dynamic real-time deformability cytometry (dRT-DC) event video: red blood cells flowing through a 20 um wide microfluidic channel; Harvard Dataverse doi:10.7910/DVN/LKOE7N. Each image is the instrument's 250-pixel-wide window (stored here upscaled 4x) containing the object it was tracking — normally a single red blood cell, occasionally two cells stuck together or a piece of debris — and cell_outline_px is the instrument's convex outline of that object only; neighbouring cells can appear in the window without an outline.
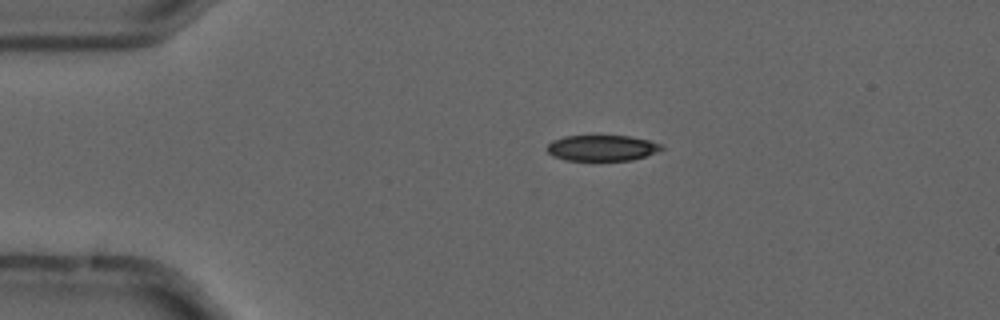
{"species": "common noctule bat (a hibernating species)", "species_latin": "Nyctalus noctula", "temperature_condition": "cold", "stored_images_in_passage": 6, "camera_frame_rate_fps": 3000, "um_per_image_px": 0.085, "animal": {"sex": "male", "forearm_length_mm": 52.5}, "frame": {"image": 1, "passage_image": 4, "time_ms": 1.0, "image_size_px": [1000, 320], "cell_outline_px": [[664, 148], [656, 152], [632, 160], [564, 160], [552, 156], [544, 148], [552, 140], [564, 136], [628, 136], [648, 140], [660, 144]], "centroid_in_image_um": [51.1, 12.58], "position_along_channel_um": 33.9, "area_um2": 17.17}}